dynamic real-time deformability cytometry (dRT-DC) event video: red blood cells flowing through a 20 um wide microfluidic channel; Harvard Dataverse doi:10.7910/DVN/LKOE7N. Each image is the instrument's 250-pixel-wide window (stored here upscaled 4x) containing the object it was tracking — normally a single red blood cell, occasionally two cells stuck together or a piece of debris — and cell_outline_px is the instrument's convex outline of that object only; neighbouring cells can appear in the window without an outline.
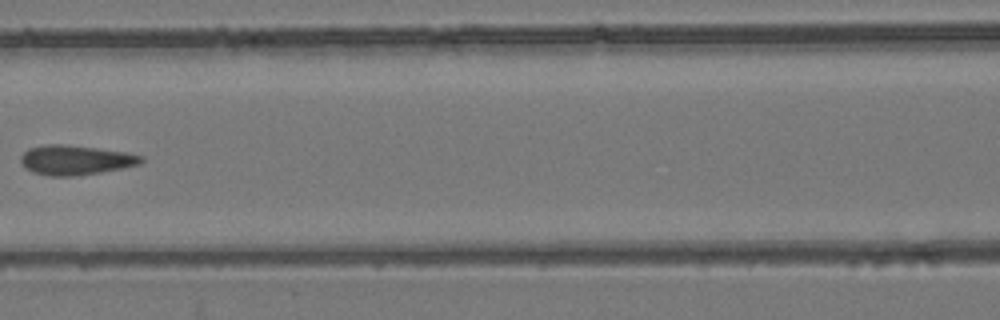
{"species": "common noctule bat (a hibernating species)", "species_latin": "Nyctalus noctula", "temperature_condition": "room temperature", "stored_images_in_passage": 5, "camera_frame_rate_fps": 3000, "um_per_image_px": 0.085, "animal": {"sex": "female", "body_mass_g": 24.6, "forearm_length_mm": 56.2}, "frame": {"image": 1, "passage_image": 4, "time_ms": 1.0, "image_size_px": [1000, 320], "cell_outline_px": [[144, 160], [140, 164], [100, 172], [76, 176], [48, 176], [32, 172], [24, 168], [20, 160], [20, 156], [28, 148], [48, 144], [64, 144], [96, 148], [124, 152], [144, 156]], "centroid_in_image_um": [6.37, 13.6], "position_along_channel_um": 160.2, "area_um2": 20.81}}
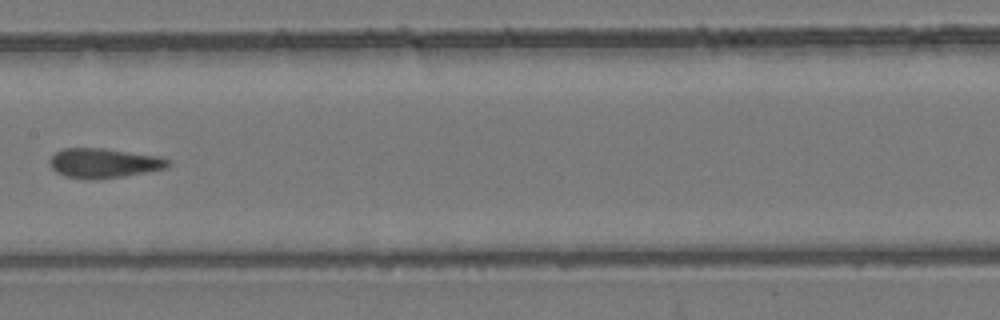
{"frame": {"image": 2, "passage_image": 5, "time_ms": 1.333, "image_size_px": [1000, 320], "cell_outline_px": [[172, 164], [168, 168], [124, 176], [92, 180], [88, 180], [64, 176], [56, 172], [48, 164], [48, 160], [56, 152], [64, 148], [104, 148], [160, 156], [168, 160]], "centroid_in_image_um": [8.82, 13.87], "position_along_channel_um": 198.6, "area_um2": 20.69}}